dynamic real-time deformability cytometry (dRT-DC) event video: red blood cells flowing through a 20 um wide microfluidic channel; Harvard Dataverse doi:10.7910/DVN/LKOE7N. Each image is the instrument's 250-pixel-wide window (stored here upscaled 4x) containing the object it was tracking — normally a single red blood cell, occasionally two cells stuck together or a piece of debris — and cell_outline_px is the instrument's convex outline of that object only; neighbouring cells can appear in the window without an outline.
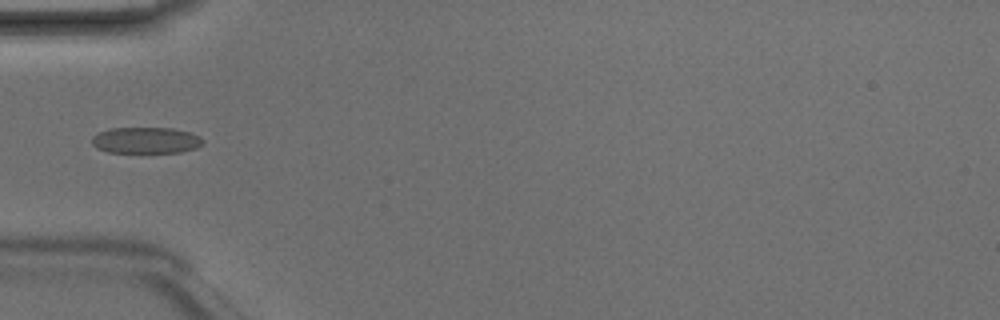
{"species": "Egyptian fruit bat (a non-hibernating species)", "species_latin": "Rousettus aegyptiacus", "temperature_condition": "room temperature", "stored_images_in_passage": 3, "camera_frame_rate_fps": 3000, "um_per_image_px": 0.085, "animal": {"sex": "male"}, "frame": {"image": 1, "passage_image": 3, "time_ms": 0.667, "image_size_px": [1000, 320], "cell_outline_px": [[204, 140], [196, 148], [180, 152], [108, 152], [96, 148], [92, 144], [92, 136], [108, 128], [172, 128], [188, 132], [200, 136]], "centroid_in_image_um": [12.37, 11.92], "position_along_channel_um": 72.6, "area_um2": 16.88}}